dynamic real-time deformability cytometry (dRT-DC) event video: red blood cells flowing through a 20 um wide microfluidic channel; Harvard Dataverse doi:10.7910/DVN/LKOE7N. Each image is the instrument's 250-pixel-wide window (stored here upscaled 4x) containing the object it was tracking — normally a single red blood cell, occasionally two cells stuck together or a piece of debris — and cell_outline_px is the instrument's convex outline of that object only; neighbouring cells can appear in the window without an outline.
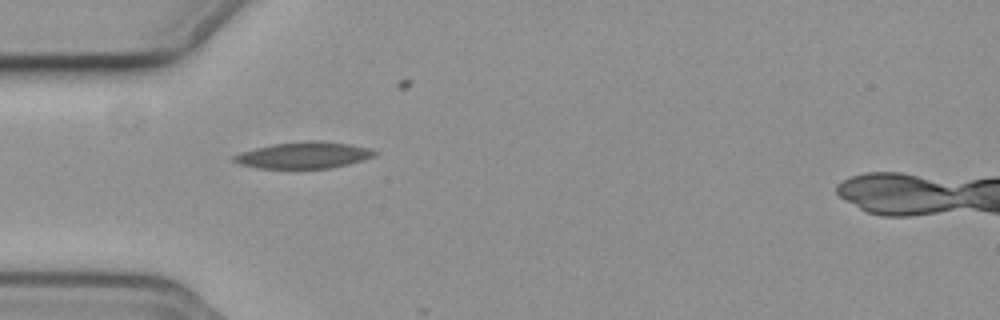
{"species": "common noctule bat (a hibernating species)", "species_latin": "Nyctalus noctula", "temperature_condition": "cold", "stored_images_in_passage": 37, "camera_frame_rate_fps": 3000, "um_per_image_px": 0.085, "animal": {"sex": "female", "body_mass_g": 19.3, "forearm_length_mm": 54.1}, "frame": {"image": 1, "passage_image": 1, "time_ms": 0.0, "image_size_px": [1000, 320], "cell_outline_px": [[376, 156], [364, 160], [332, 168], [296, 172], [256, 168], [240, 164], [232, 160], [232, 156], [240, 152], [272, 144], [304, 140], [316, 140], [348, 144], [368, 148], [376, 152]], "centroid_in_image_um": [25.77, 13.25], "position_along_channel_um": 59.2, "area_um2": 22.83}}
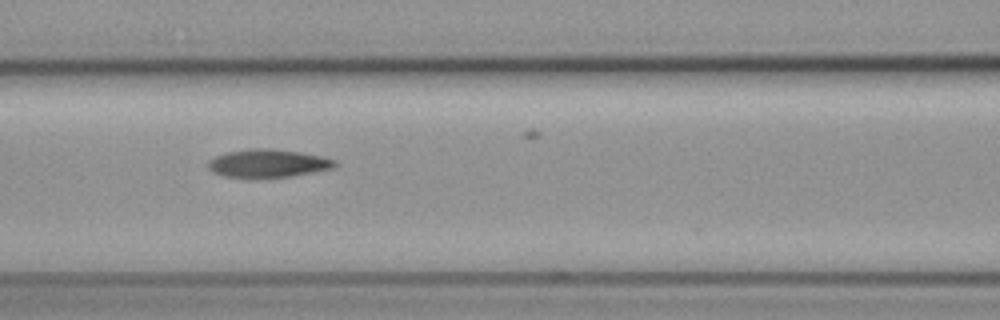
{"frame": {"image": 2, "passage_image": 8, "time_ms": 2.333, "image_size_px": [1000, 320], "cell_outline_px": [[336, 164], [332, 168], [292, 176], [224, 176], [212, 172], [208, 168], [208, 160], [216, 156], [228, 152], [252, 148], [272, 148], [300, 152], [320, 156], [336, 160]], "centroid_in_image_um": [22.76, 13.86], "position_along_channel_um": 143.8, "area_um2": 20.23}}
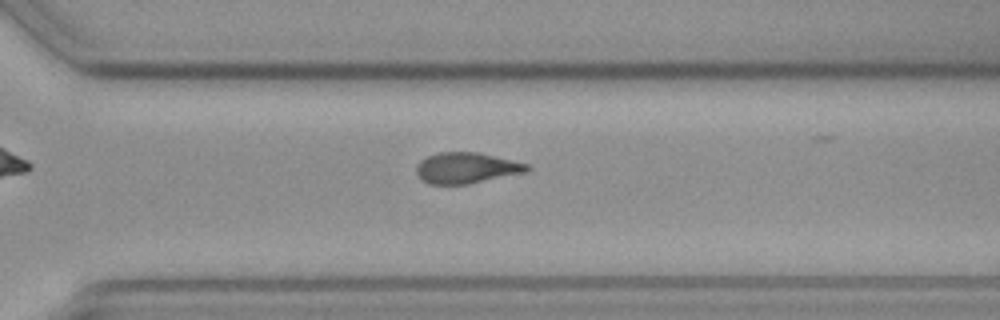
{"frame": {"image": 3, "passage_image": 23, "time_ms": 7.333, "image_size_px": [1000, 320], "cell_outline_px": [[532, 168], [528, 172], [468, 184], [428, 184], [420, 180], [416, 172], [416, 164], [420, 160], [428, 156], [440, 152], [480, 152], [532, 164]], "centroid_in_image_um": [39.69, 14.27], "position_along_channel_um": 330.9, "area_um2": 20.4}}